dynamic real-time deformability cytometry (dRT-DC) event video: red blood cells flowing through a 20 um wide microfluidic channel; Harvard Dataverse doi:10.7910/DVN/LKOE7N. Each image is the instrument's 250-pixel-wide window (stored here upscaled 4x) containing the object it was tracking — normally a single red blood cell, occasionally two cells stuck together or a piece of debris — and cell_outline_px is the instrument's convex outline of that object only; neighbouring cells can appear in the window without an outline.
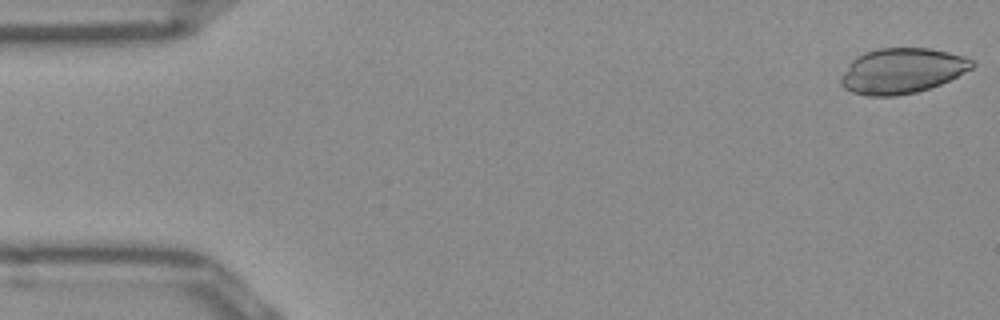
{"species": "Egyptian fruit bat (a non-hibernating species)", "species_latin": "Rousettus aegyptiacus", "temperature_condition": "room temperature", "stored_images_in_passage": 10, "camera_frame_rate_fps": 3000, "um_per_image_px": 0.085, "frame": {"image": 1, "passage_image": 1, "time_ms": 0.0, "image_size_px": [1000, 320], "cell_outline_px": [[976, 64], [972, 68], [940, 84], [916, 92], [896, 96], [868, 96], [852, 92], [844, 88], [840, 84], [840, 76], [852, 60], [856, 56], [864, 52], [876, 48], [928, 48], [964, 56], [972, 60]], "centroid_in_image_um": [76.62, 6.02], "position_along_channel_um": 8.4, "area_um2": 34.56}}